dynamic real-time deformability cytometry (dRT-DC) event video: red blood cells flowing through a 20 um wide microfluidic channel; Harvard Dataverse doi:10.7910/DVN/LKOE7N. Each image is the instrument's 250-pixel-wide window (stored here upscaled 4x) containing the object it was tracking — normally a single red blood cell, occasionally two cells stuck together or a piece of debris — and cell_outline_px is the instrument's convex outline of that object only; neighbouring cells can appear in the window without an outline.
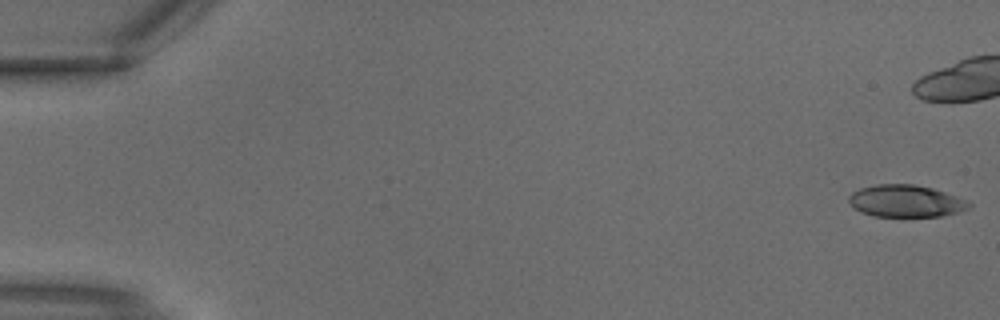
{"species": "common noctule bat (a hibernating species)", "species_latin": "Nyctalus noctula", "temperature_condition": "warm", "stored_images_in_passage": 5, "camera_frame_rate_fps": 3000, "um_per_image_px": 0.085, "animal": {"sex": "male", "body_mass_g": 18.8}, "frame": {"image": 1, "passage_image": 1, "time_ms": 0.0, "image_size_px": [1000, 320], "cell_outline_px": [[972, 204], [968, 208], [956, 212], [940, 216], [872, 216], [860, 212], [848, 200], [848, 196], [852, 192], [860, 188], [876, 184], [912, 184], [932, 188], [956, 196]], "centroid_in_image_um": [76.95, 17.08], "position_along_channel_um": 8.1, "area_um2": 22.2}}